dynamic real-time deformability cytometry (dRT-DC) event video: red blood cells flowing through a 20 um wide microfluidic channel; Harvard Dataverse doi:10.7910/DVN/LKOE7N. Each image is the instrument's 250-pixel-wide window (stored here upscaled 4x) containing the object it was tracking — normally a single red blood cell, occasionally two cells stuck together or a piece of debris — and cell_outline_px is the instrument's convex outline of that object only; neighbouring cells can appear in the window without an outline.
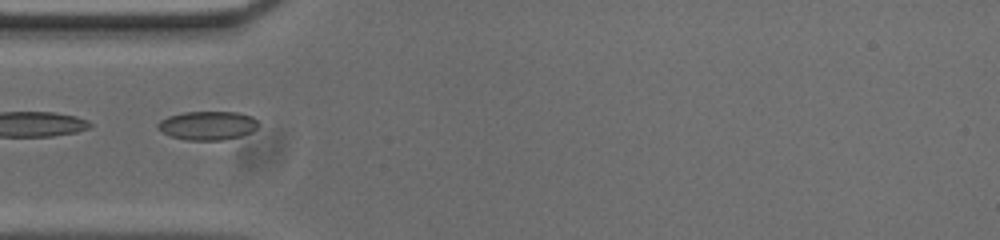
{"species": "common noctule bat (a hibernating species)", "species_latin": "Nyctalus noctula", "temperature_condition": "cold", "stored_images_in_passage": 36, "camera_frame_rate_fps": 3000, "um_per_image_px": 0.085, "animal": {"sex": "male", "body_mass_g": 20.0, "forearm_length_mm": 53.3}, "frame": {"image": 1, "passage_image": 1, "time_ms": 0.0, "image_size_px": [1000, 240], "cell_outline_px": [[260, 124], [252, 132], [240, 136], [224, 140], [188, 140], [172, 136], [156, 128], [156, 124], [160, 120], [168, 116], [184, 112], [236, 112], [252, 116]], "centroid_in_image_um": [17.66, 10.66], "position_along_channel_um": 67.3, "area_um2": 16.88}}
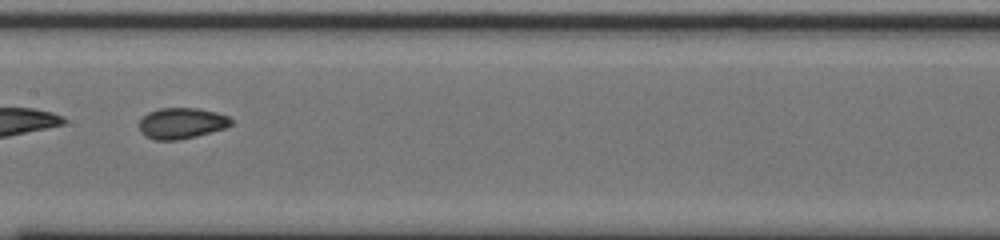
{"frame": {"image": 2, "passage_image": 11, "time_ms": 3.333, "image_size_px": [1000, 240], "cell_outline_px": [[232, 124], [224, 128], [196, 136], [180, 140], [156, 140], [144, 136], [140, 132], [140, 120], [148, 112], [160, 108], [200, 108], [216, 112], [228, 116], [232, 120]], "centroid_in_image_um": [15.42, 10.47], "position_along_channel_um": 192.0, "area_um2": 16.59}}